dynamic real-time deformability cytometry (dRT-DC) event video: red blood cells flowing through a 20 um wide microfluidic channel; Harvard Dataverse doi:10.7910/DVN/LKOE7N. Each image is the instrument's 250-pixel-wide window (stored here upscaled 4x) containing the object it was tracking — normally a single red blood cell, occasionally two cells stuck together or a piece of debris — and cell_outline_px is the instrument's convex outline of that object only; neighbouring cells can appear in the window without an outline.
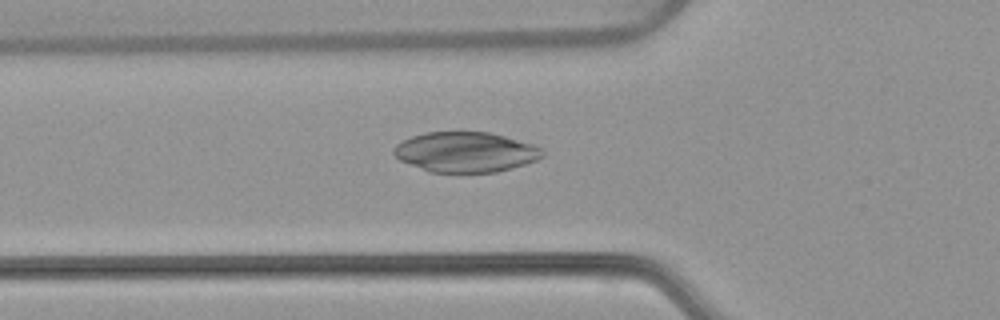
{"species": "common noctule bat (a hibernating species)", "species_latin": "Nyctalus noctula", "temperature_condition": "warm", "stored_images_in_passage": 53, "camera_frame_rate_fps": 3000, "um_per_image_px": 0.085, "animal": {"sex": "female", "body_mass_g": 22.7, "forearm_length_mm": 54.2}, "frame": {"image": 1, "passage_image": 18, "time_ms": 5.667, "image_size_px": [1000, 320], "cell_outline_px": [[544, 156], [536, 160], [524, 164], [496, 172], [428, 172], [400, 160], [392, 152], [392, 148], [396, 144], [412, 136], [424, 132], [488, 132], [504, 136], [532, 144], [540, 148], [544, 152]], "centroid_in_image_um": [39.54, 12.92], "position_along_channel_um": 86.3, "area_um2": 34.62}}
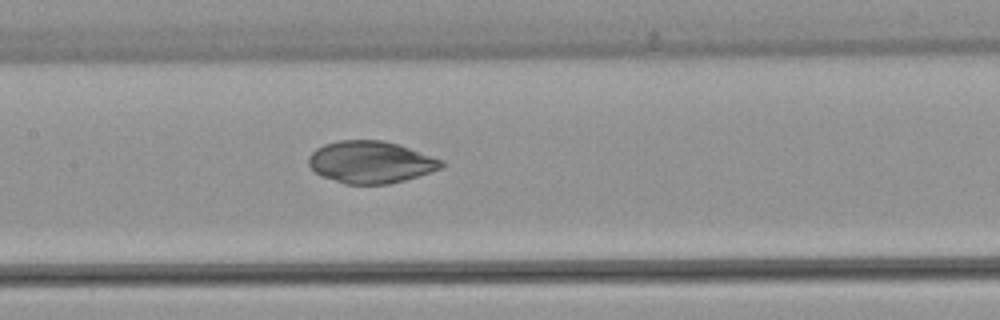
{"frame": {"image": 2, "passage_image": 25, "time_ms": 8.0, "image_size_px": [1000, 320], "cell_outline_px": [[444, 164], [440, 168], [404, 180], [388, 184], [344, 184], [320, 176], [308, 164], [308, 156], [316, 148], [324, 144], [340, 140], [384, 140], [444, 160]], "centroid_in_image_um": [31.46, 13.78], "position_along_channel_um": 175.9, "area_um2": 32.37}}
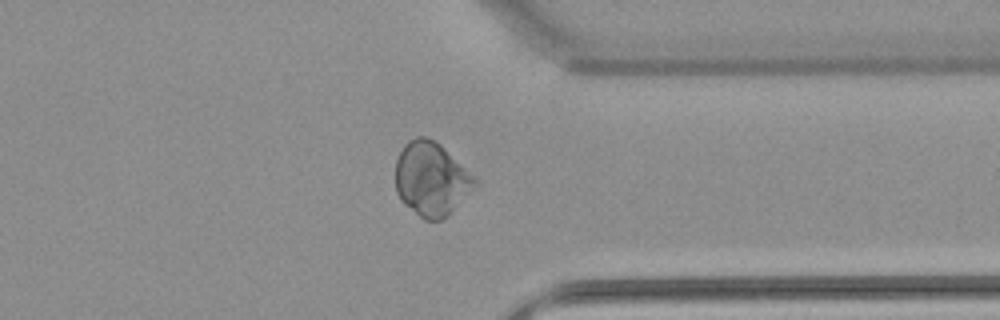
{"frame": {"image": 3, "passage_image": 41, "time_ms": 13.333, "image_size_px": [1000, 320], "cell_outline_px": [[480, 184], [448, 216], [440, 220], [424, 220], [404, 204], [400, 200], [396, 192], [396, 160], [404, 144], [408, 140], [416, 136], [424, 136], [436, 140]], "centroid_in_image_um": [36.65, 15.23], "position_along_channel_um": 374.8, "area_um2": 34.22}}